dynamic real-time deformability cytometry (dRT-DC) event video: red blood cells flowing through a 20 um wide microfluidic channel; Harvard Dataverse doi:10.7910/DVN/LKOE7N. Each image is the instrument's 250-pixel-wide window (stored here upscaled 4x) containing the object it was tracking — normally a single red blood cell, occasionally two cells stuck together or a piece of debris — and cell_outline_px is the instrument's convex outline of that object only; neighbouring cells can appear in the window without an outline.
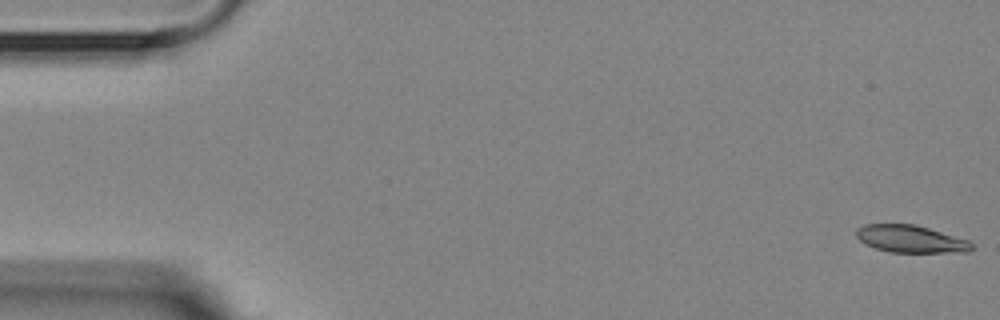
{"species": "Egyptian fruit bat (a non-hibernating species)", "species_latin": "Rousettus aegyptiacus", "temperature_condition": "room temperature", "stored_images_in_passage": 10, "camera_frame_rate_fps": 3000, "um_per_image_px": 0.085, "animal": {"sex": "female"}, "frame": {"image": 1, "passage_image": 1, "time_ms": 0.0, "image_size_px": [1000, 320], "cell_outline_px": [[972, 248], [968, 252], [888, 252], [864, 244], [856, 236], [856, 228], [864, 224], [916, 224], [968, 240], [972, 244]], "centroid_in_image_um": [77.37, 20.3], "position_along_channel_um": 7.6, "area_um2": 18.38}}
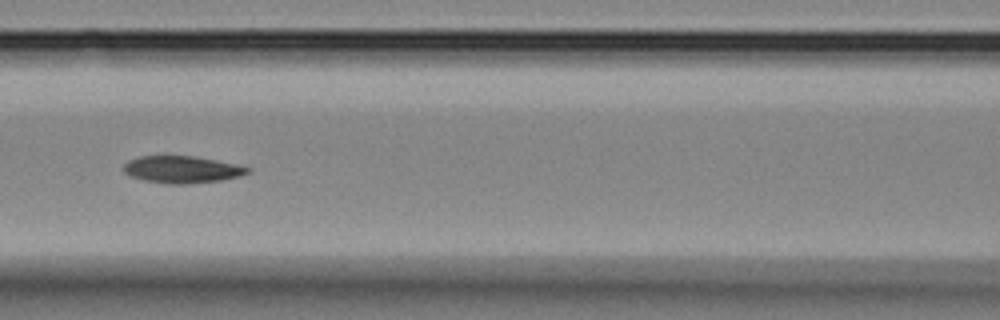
{"frame": {"image": 2, "passage_image": 6, "time_ms": 7.667, "image_size_px": [1000, 320], "cell_outline_px": [[252, 172], [240, 176], [220, 180], [188, 184], [168, 184], [144, 180], [132, 176], [124, 172], [124, 164], [128, 160], [140, 156], [196, 156], [240, 164], [252, 168]], "centroid_in_image_um": [15.54, 14.4], "position_along_channel_um": 151.1, "area_um2": 19.77}}
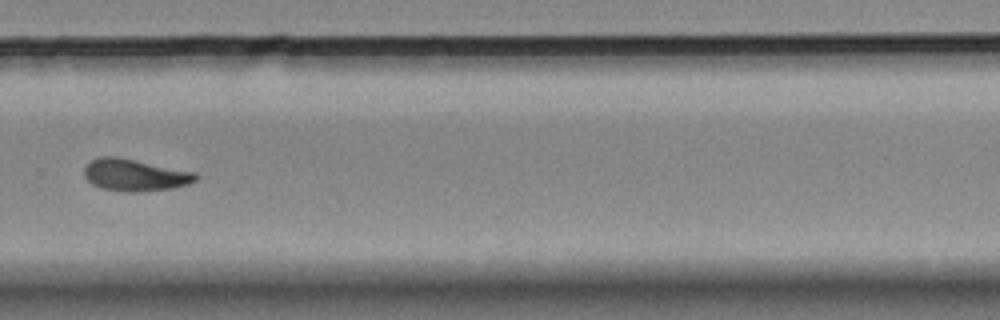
{"frame": {"image": 3, "passage_image": 10, "time_ms": 12.333, "image_size_px": [1000, 320], "cell_outline_px": [[196, 180], [188, 184], [172, 188], [140, 192], [120, 192], [100, 188], [92, 184], [84, 176], [84, 168], [92, 160], [100, 156], [116, 156], [196, 172]], "centroid_in_image_um": [11.44, 14.88], "position_along_channel_um": 318.4, "area_um2": 20.87}}